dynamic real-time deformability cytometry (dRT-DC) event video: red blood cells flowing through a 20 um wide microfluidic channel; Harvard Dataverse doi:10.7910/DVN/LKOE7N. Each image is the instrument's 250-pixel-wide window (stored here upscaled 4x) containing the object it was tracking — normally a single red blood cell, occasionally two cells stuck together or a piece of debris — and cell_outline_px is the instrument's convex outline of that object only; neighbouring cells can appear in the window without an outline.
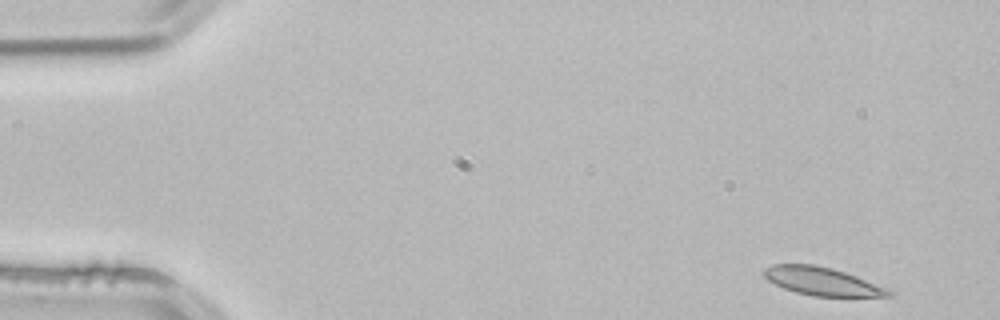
{"species": "common noctule bat (a hibernating species)", "species_latin": "Nyctalus noctula", "temperature_condition": "room temperature", "stored_images_in_passage": 3, "camera_frame_rate_fps": 3000, "um_per_image_px": 0.085, "animal": {"sex": "male", "body_mass_g": 21.5, "forearm_length_mm": 52.0}, "frame": {"image": 1, "passage_image": 1, "time_ms": 0.0, "image_size_px": [1000, 320], "cell_outline_px": [[896, 292], [892, 296], [812, 296], [796, 292], [784, 288], [768, 280], [764, 276], [764, 268], [772, 264], [812, 264], [832, 268], [856, 276]], "centroid_in_image_um": [69.87, 23.91], "position_along_channel_um": 15.1, "area_um2": 20.23}}
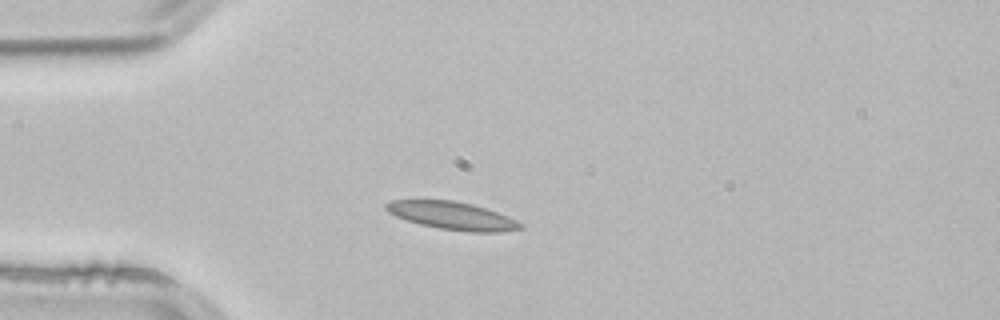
{"frame": {"image": 2, "passage_image": 3, "time_ms": 0.667, "image_size_px": [1000, 320], "cell_outline_px": [[524, 228], [500, 232], [472, 232], [440, 228], [420, 224], [396, 216], [388, 212], [384, 208], [384, 204], [392, 200], [456, 200], [472, 204], [496, 212], [516, 220], [524, 224]], "centroid_in_image_um": [38.44, 18.33], "position_along_channel_um": 46.6, "area_um2": 21.62}}